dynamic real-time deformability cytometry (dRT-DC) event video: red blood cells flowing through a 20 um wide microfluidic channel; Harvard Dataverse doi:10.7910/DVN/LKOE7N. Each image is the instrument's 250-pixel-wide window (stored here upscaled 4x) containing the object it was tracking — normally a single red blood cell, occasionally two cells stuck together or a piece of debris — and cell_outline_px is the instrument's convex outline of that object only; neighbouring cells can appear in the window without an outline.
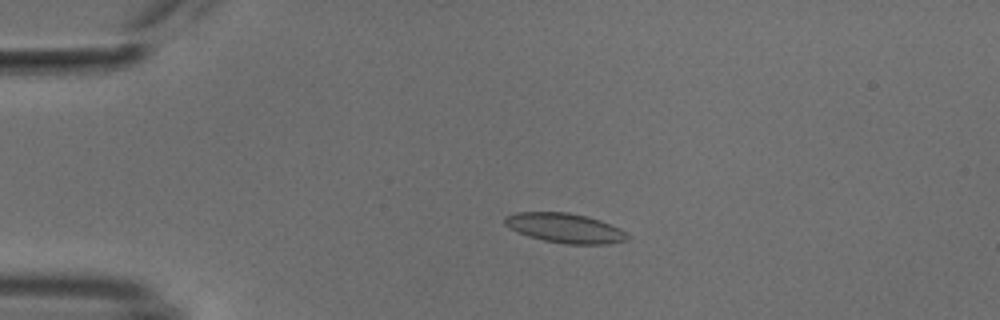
{"species": "common noctule bat (a hibernating species)", "species_latin": "Nyctalus noctula", "temperature_condition": "cold", "stored_images_in_passage": 54, "camera_frame_rate_fps": 3000, "um_per_image_px": 0.085, "animal": {"sex": "male", "body_mass_g": 18.8}, "frame": {"image": 1, "passage_image": 13, "time_ms": 4.0, "image_size_px": [1000, 320], "cell_outline_px": [[628, 240], [608, 244], [564, 244], [544, 240], [528, 236], [504, 224], [504, 216], [516, 212], [568, 212], [588, 216], [600, 220], [620, 228], [628, 236]], "centroid_in_image_um": [48.03, 19.38], "position_along_channel_um": 37.0, "area_um2": 21.1}}
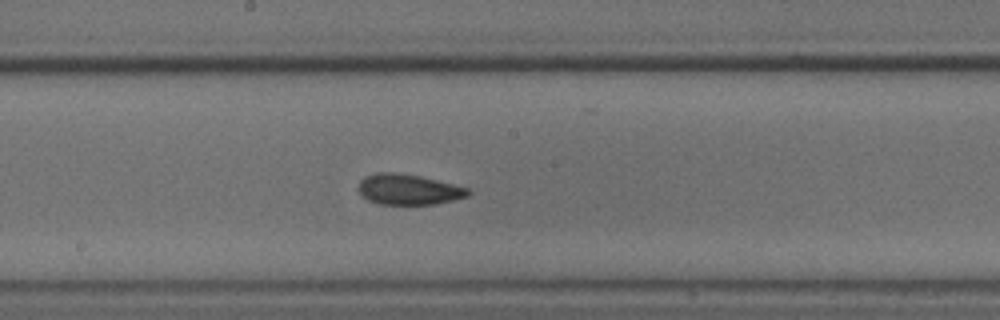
{"frame": {"image": 2, "passage_image": 30, "time_ms": 9.667, "image_size_px": [1000, 320], "cell_outline_px": [[472, 192], [468, 196], [436, 204], [380, 204], [368, 200], [360, 196], [360, 180], [364, 176], [376, 172], [392, 172], [420, 176], [468, 188]], "centroid_in_image_um": [34.7, 16.1], "position_along_channel_um": 213.5, "area_um2": 19.42}}
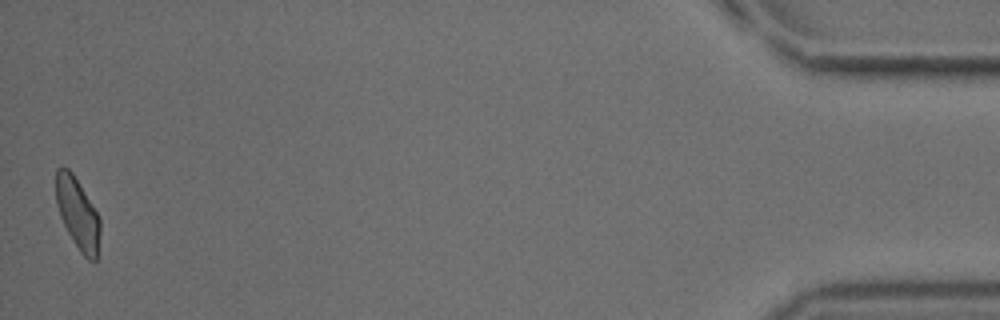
{"frame": {"image": 3, "passage_image": 54, "time_ms": 17.667, "image_size_px": [1000, 320], "cell_outline_px": [[100, 232], [96, 260], [88, 260], [80, 252], [72, 240], [60, 216], [56, 204], [56, 168], [68, 168], [72, 172], [96, 212], [100, 220]], "centroid_in_image_um": [6.59, 18.17], "position_along_channel_um": 428.6, "area_um2": 17.98}, "authors_computed_cell_mechanics": {"area_um2": 19.6809, "velocity_mm_per_s": 3.7942, "shape_relaxation_time_tau1_ms": 5.489, "shape_relaxation_time_tau2_ms": 1.9249, "deformation_change_tau1": 0.121, "deformation_change_tau2": 0.0617}}